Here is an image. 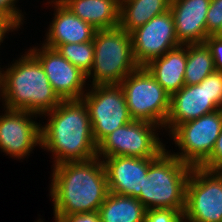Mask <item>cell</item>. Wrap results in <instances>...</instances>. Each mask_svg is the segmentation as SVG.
Here are the masks:
<instances>
[{
	"instance_id": "1",
	"label": "cell",
	"mask_w": 222,
	"mask_h": 222,
	"mask_svg": "<svg viewBox=\"0 0 222 222\" xmlns=\"http://www.w3.org/2000/svg\"><path fill=\"white\" fill-rule=\"evenodd\" d=\"M52 168L49 196L54 216L98 212L109 193L99 157L63 162Z\"/></svg>"
},
{
	"instance_id": "2",
	"label": "cell",
	"mask_w": 222,
	"mask_h": 222,
	"mask_svg": "<svg viewBox=\"0 0 222 222\" xmlns=\"http://www.w3.org/2000/svg\"><path fill=\"white\" fill-rule=\"evenodd\" d=\"M42 116L48 120L41 124V148L52 153V166L97 157L89 111L82 99L62 100Z\"/></svg>"
},
{
	"instance_id": "3",
	"label": "cell",
	"mask_w": 222,
	"mask_h": 222,
	"mask_svg": "<svg viewBox=\"0 0 222 222\" xmlns=\"http://www.w3.org/2000/svg\"><path fill=\"white\" fill-rule=\"evenodd\" d=\"M24 55V56H23ZM1 70L3 108L23 110L42 117L62 101L50 84L39 60L27 50Z\"/></svg>"
},
{
	"instance_id": "4",
	"label": "cell",
	"mask_w": 222,
	"mask_h": 222,
	"mask_svg": "<svg viewBox=\"0 0 222 222\" xmlns=\"http://www.w3.org/2000/svg\"><path fill=\"white\" fill-rule=\"evenodd\" d=\"M192 166L165 149L148 167L137 198L148 209H185L186 184Z\"/></svg>"
},
{
	"instance_id": "5",
	"label": "cell",
	"mask_w": 222,
	"mask_h": 222,
	"mask_svg": "<svg viewBox=\"0 0 222 222\" xmlns=\"http://www.w3.org/2000/svg\"><path fill=\"white\" fill-rule=\"evenodd\" d=\"M93 43L94 59L87 75L90 86L120 84L139 68L133 55L131 34L120 26L96 30Z\"/></svg>"
},
{
	"instance_id": "6",
	"label": "cell",
	"mask_w": 222,
	"mask_h": 222,
	"mask_svg": "<svg viewBox=\"0 0 222 222\" xmlns=\"http://www.w3.org/2000/svg\"><path fill=\"white\" fill-rule=\"evenodd\" d=\"M133 120L147 121L162 128L170 110V96L145 67H139L119 84Z\"/></svg>"
},
{
	"instance_id": "7",
	"label": "cell",
	"mask_w": 222,
	"mask_h": 222,
	"mask_svg": "<svg viewBox=\"0 0 222 222\" xmlns=\"http://www.w3.org/2000/svg\"><path fill=\"white\" fill-rule=\"evenodd\" d=\"M161 129L154 123L132 120L107 135L97 145V157L157 158L166 149L157 133Z\"/></svg>"
},
{
	"instance_id": "8",
	"label": "cell",
	"mask_w": 222,
	"mask_h": 222,
	"mask_svg": "<svg viewBox=\"0 0 222 222\" xmlns=\"http://www.w3.org/2000/svg\"><path fill=\"white\" fill-rule=\"evenodd\" d=\"M222 129V109L178 125L169 135L180 152H171L182 162L199 167L213 151Z\"/></svg>"
},
{
	"instance_id": "9",
	"label": "cell",
	"mask_w": 222,
	"mask_h": 222,
	"mask_svg": "<svg viewBox=\"0 0 222 222\" xmlns=\"http://www.w3.org/2000/svg\"><path fill=\"white\" fill-rule=\"evenodd\" d=\"M82 100L89 111L92 135L97 145L107 135L133 120L119 84L88 86Z\"/></svg>"
},
{
	"instance_id": "10",
	"label": "cell",
	"mask_w": 222,
	"mask_h": 222,
	"mask_svg": "<svg viewBox=\"0 0 222 222\" xmlns=\"http://www.w3.org/2000/svg\"><path fill=\"white\" fill-rule=\"evenodd\" d=\"M185 222H222V175L192 167L186 184Z\"/></svg>"
},
{
	"instance_id": "11",
	"label": "cell",
	"mask_w": 222,
	"mask_h": 222,
	"mask_svg": "<svg viewBox=\"0 0 222 222\" xmlns=\"http://www.w3.org/2000/svg\"><path fill=\"white\" fill-rule=\"evenodd\" d=\"M0 113V152L24 160L35 147H41V123L37 114L4 108ZM35 117V118H34Z\"/></svg>"
},
{
	"instance_id": "12",
	"label": "cell",
	"mask_w": 222,
	"mask_h": 222,
	"mask_svg": "<svg viewBox=\"0 0 222 222\" xmlns=\"http://www.w3.org/2000/svg\"><path fill=\"white\" fill-rule=\"evenodd\" d=\"M130 34L134 59L139 67L146 66L151 60L181 45L177 40L174 17L170 10L153 17Z\"/></svg>"
},
{
	"instance_id": "13",
	"label": "cell",
	"mask_w": 222,
	"mask_h": 222,
	"mask_svg": "<svg viewBox=\"0 0 222 222\" xmlns=\"http://www.w3.org/2000/svg\"><path fill=\"white\" fill-rule=\"evenodd\" d=\"M39 46H32L28 50L41 63L53 90L59 98L61 100L82 99L90 85L86 82L87 75L72 65L56 49L43 44Z\"/></svg>"
},
{
	"instance_id": "14",
	"label": "cell",
	"mask_w": 222,
	"mask_h": 222,
	"mask_svg": "<svg viewBox=\"0 0 222 222\" xmlns=\"http://www.w3.org/2000/svg\"><path fill=\"white\" fill-rule=\"evenodd\" d=\"M100 159L105 167L109 192L138 198L148 167L156 158L112 156Z\"/></svg>"
},
{
	"instance_id": "15",
	"label": "cell",
	"mask_w": 222,
	"mask_h": 222,
	"mask_svg": "<svg viewBox=\"0 0 222 222\" xmlns=\"http://www.w3.org/2000/svg\"><path fill=\"white\" fill-rule=\"evenodd\" d=\"M219 110L207 92V77L199 84L184 85L170 97V110L164 125L171 133L178 125Z\"/></svg>"
},
{
	"instance_id": "16",
	"label": "cell",
	"mask_w": 222,
	"mask_h": 222,
	"mask_svg": "<svg viewBox=\"0 0 222 222\" xmlns=\"http://www.w3.org/2000/svg\"><path fill=\"white\" fill-rule=\"evenodd\" d=\"M47 3L54 8V16L41 44L56 49L60 44L93 41L95 28L77 17L60 0H50Z\"/></svg>"
},
{
	"instance_id": "17",
	"label": "cell",
	"mask_w": 222,
	"mask_h": 222,
	"mask_svg": "<svg viewBox=\"0 0 222 222\" xmlns=\"http://www.w3.org/2000/svg\"><path fill=\"white\" fill-rule=\"evenodd\" d=\"M211 0H171L177 40L181 45L202 44L209 36L206 17Z\"/></svg>"
},
{
	"instance_id": "18",
	"label": "cell",
	"mask_w": 222,
	"mask_h": 222,
	"mask_svg": "<svg viewBox=\"0 0 222 222\" xmlns=\"http://www.w3.org/2000/svg\"><path fill=\"white\" fill-rule=\"evenodd\" d=\"M187 44L179 45L144 66L171 97L184 85Z\"/></svg>"
},
{
	"instance_id": "19",
	"label": "cell",
	"mask_w": 222,
	"mask_h": 222,
	"mask_svg": "<svg viewBox=\"0 0 222 222\" xmlns=\"http://www.w3.org/2000/svg\"><path fill=\"white\" fill-rule=\"evenodd\" d=\"M96 30L119 26L120 0H60Z\"/></svg>"
},
{
	"instance_id": "20",
	"label": "cell",
	"mask_w": 222,
	"mask_h": 222,
	"mask_svg": "<svg viewBox=\"0 0 222 222\" xmlns=\"http://www.w3.org/2000/svg\"><path fill=\"white\" fill-rule=\"evenodd\" d=\"M171 0H120L119 26L128 33L170 10Z\"/></svg>"
},
{
	"instance_id": "21",
	"label": "cell",
	"mask_w": 222,
	"mask_h": 222,
	"mask_svg": "<svg viewBox=\"0 0 222 222\" xmlns=\"http://www.w3.org/2000/svg\"><path fill=\"white\" fill-rule=\"evenodd\" d=\"M146 211L137 198L109 192L98 214L101 222H145Z\"/></svg>"
},
{
	"instance_id": "22",
	"label": "cell",
	"mask_w": 222,
	"mask_h": 222,
	"mask_svg": "<svg viewBox=\"0 0 222 222\" xmlns=\"http://www.w3.org/2000/svg\"><path fill=\"white\" fill-rule=\"evenodd\" d=\"M214 71V60L208 46L205 43L187 44L185 85L199 84Z\"/></svg>"
},
{
	"instance_id": "23",
	"label": "cell",
	"mask_w": 222,
	"mask_h": 222,
	"mask_svg": "<svg viewBox=\"0 0 222 222\" xmlns=\"http://www.w3.org/2000/svg\"><path fill=\"white\" fill-rule=\"evenodd\" d=\"M56 50L76 68L86 75L91 71L94 59L93 41L60 44Z\"/></svg>"
},
{
	"instance_id": "24",
	"label": "cell",
	"mask_w": 222,
	"mask_h": 222,
	"mask_svg": "<svg viewBox=\"0 0 222 222\" xmlns=\"http://www.w3.org/2000/svg\"><path fill=\"white\" fill-rule=\"evenodd\" d=\"M222 26V0H211L206 17V30L215 35Z\"/></svg>"
},
{
	"instance_id": "25",
	"label": "cell",
	"mask_w": 222,
	"mask_h": 222,
	"mask_svg": "<svg viewBox=\"0 0 222 222\" xmlns=\"http://www.w3.org/2000/svg\"><path fill=\"white\" fill-rule=\"evenodd\" d=\"M207 92L211 101L222 109V72L214 71L207 76Z\"/></svg>"
},
{
	"instance_id": "26",
	"label": "cell",
	"mask_w": 222,
	"mask_h": 222,
	"mask_svg": "<svg viewBox=\"0 0 222 222\" xmlns=\"http://www.w3.org/2000/svg\"><path fill=\"white\" fill-rule=\"evenodd\" d=\"M183 214L175 209H148L145 222H182Z\"/></svg>"
},
{
	"instance_id": "27",
	"label": "cell",
	"mask_w": 222,
	"mask_h": 222,
	"mask_svg": "<svg viewBox=\"0 0 222 222\" xmlns=\"http://www.w3.org/2000/svg\"><path fill=\"white\" fill-rule=\"evenodd\" d=\"M205 170L218 171L222 169V129L216 139L211 155L199 166Z\"/></svg>"
},
{
	"instance_id": "28",
	"label": "cell",
	"mask_w": 222,
	"mask_h": 222,
	"mask_svg": "<svg viewBox=\"0 0 222 222\" xmlns=\"http://www.w3.org/2000/svg\"><path fill=\"white\" fill-rule=\"evenodd\" d=\"M19 0H0L2 10L19 28L24 24L25 16L22 10L16 5Z\"/></svg>"
},
{
	"instance_id": "29",
	"label": "cell",
	"mask_w": 222,
	"mask_h": 222,
	"mask_svg": "<svg viewBox=\"0 0 222 222\" xmlns=\"http://www.w3.org/2000/svg\"><path fill=\"white\" fill-rule=\"evenodd\" d=\"M205 44L211 50L215 71L222 72V37L209 35L205 40Z\"/></svg>"
},
{
	"instance_id": "30",
	"label": "cell",
	"mask_w": 222,
	"mask_h": 222,
	"mask_svg": "<svg viewBox=\"0 0 222 222\" xmlns=\"http://www.w3.org/2000/svg\"><path fill=\"white\" fill-rule=\"evenodd\" d=\"M56 222H101L98 212L54 216Z\"/></svg>"
},
{
	"instance_id": "31",
	"label": "cell",
	"mask_w": 222,
	"mask_h": 222,
	"mask_svg": "<svg viewBox=\"0 0 222 222\" xmlns=\"http://www.w3.org/2000/svg\"><path fill=\"white\" fill-rule=\"evenodd\" d=\"M0 29H19V27L0 10Z\"/></svg>"
},
{
	"instance_id": "32",
	"label": "cell",
	"mask_w": 222,
	"mask_h": 222,
	"mask_svg": "<svg viewBox=\"0 0 222 222\" xmlns=\"http://www.w3.org/2000/svg\"><path fill=\"white\" fill-rule=\"evenodd\" d=\"M14 31H18V29H0V46L1 43H3V41L5 40L6 36H8L7 33L9 34V32H14Z\"/></svg>"
},
{
	"instance_id": "33",
	"label": "cell",
	"mask_w": 222,
	"mask_h": 222,
	"mask_svg": "<svg viewBox=\"0 0 222 222\" xmlns=\"http://www.w3.org/2000/svg\"><path fill=\"white\" fill-rule=\"evenodd\" d=\"M215 36L222 37V26H221L220 30L215 34Z\"/></svg>"
},
{
	"instance_id": "34",
	"label": "cell",
	"mask_w": 222,
	"mask_h": 222,
	"mask_svg": "<svg viewBox=\"0 0 222 222\" xmlns=\"http://www.w3.org/2000/svg\"><path fill=\"white\" fill-rule=\"evenodd\" d=\"M1 70H2V68L0 66V86H1Z\"/></svg>"
},
{
	"instance_id": "35",
	"label": "cell",
	"mask_w": 222,
	"mask_h": 222,
	"mask_svg": "<svg viewBox=\"0 0 222 222\" xmlns=\"http://www.w3.org/2000/svg\"><path fill=\"white\" fill-rule=\"evenodd\" d=\"M37 222H43V220H41V218H39ZM55 222H56V221H55Z\"/></svg>"
}]
</instances>
